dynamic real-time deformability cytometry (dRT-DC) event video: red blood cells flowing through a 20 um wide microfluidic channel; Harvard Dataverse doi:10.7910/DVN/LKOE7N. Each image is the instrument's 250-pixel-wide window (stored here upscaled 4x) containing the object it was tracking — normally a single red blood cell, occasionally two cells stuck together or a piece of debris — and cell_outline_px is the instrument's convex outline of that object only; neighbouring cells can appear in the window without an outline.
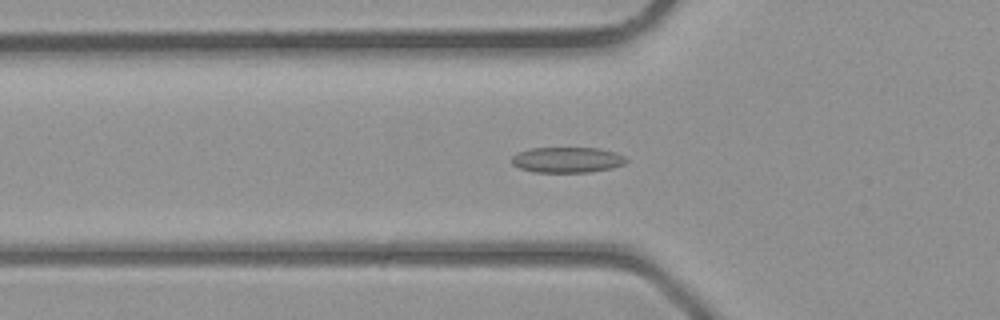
{"species": "common noctule bat (a hibernating species)", "species_latin": "Nyctalus noctula", "temperature_condition": "room temperature", "stored_images_in_passage": 39, "camera_frame_rate_fps": 3000, "um_per_image_px": 0.085, "animal": {"sex": "male", "body_mass_g": 23.1, "forearm_length_mm": 52.7}, "frame": {"image": 1, "passage_image": 13, "time_ms": 4.0, "image_size_px": [1000, 320], "cell_outline_px": [[628, 160], [624, 164], [612, 168], [588, 172], [532, 172], [520, 168], [512, 164], [512, 156], [528, 148], [596, 148], [616, 152], [624, 156]], "centroid_in_image_um": [48.21, 13.59], "position_along_channel_um": 77.6, "area_um2": 17.05}}
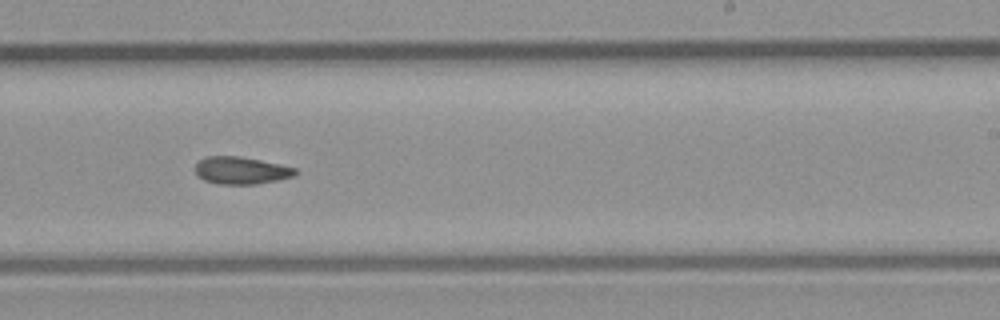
{"frame": {"image": 2, "passage_image": 24, "time_ms": 7.667, "image_size_px": [1000, 320], "cell_outline_px": [[296, 172], [292, 176], [276, 180], [256, 184], [216, 184], [204, 180], [196, 176], [196, 164], [200, 160], [208, 156], [240, 156], [280, 164], [296, 168]], "centroid_in_image_um": [20.46, 14.49], "position_along_channel_um": 268.5, "area_um2": 15.84}}
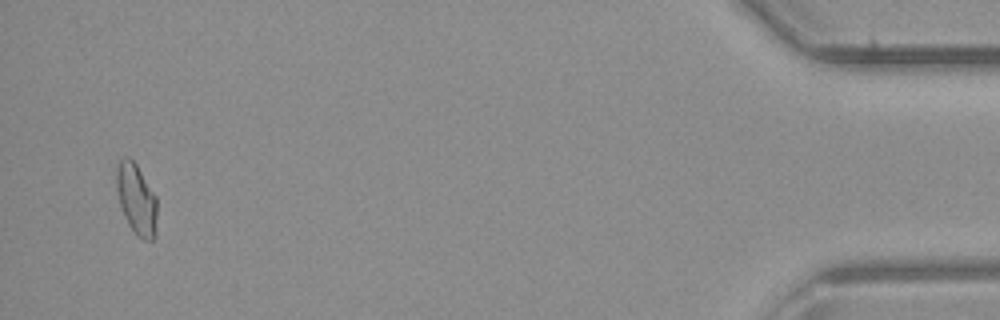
{"frame": {"image": 3, "passage_image": 38, "time_ms": 12.333, "image_size_px": [1000, 320], "cell_outline_px": [[156, 236], [152, 240], [144, 240], [136, 236], [128, 224], [120, 208], [116, 188], [116, 168], [120, 160], [124, 156], [128, 156], [136, 164], [156, 196]], "centroid_in_image_um": [11.58, 16.95], "position_along_channel_um": 423.6, "area_um2": 16.94}}